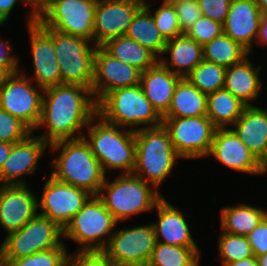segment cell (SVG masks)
<instances>
[{
  "label": "cell",
  "mask_w": 267,
  "mask_h": 266,
  "mask_svg": "<svg viewBox=\"0 0 267 266\" xmlns=\"http://www.w3.org/2000/svg\"><path fill=\"white\" fill-rule=\"evenodd\" d=\"M180 76L165 68L159 61L141 72L140 86L157 113L163 117L169 110Z\"/></svg>",
  "instance_id": "cell-24"
},
{
  "label": "cell",
  "mask_w": 267,
  "mask_h": 266,
  "mask_svg": "<svg viewBox=\"0 0 267 266\" xmlns=\"http://www.w3.org/2000/svg\"><path fill=\"white\" fill-rule=\"evenodd\" d=\"M223 33V25L210 18L201 16L200 19L193 24L187 31L186 35L204 46L212 41L215 37Z\"/></svg>",
  "instance_id": "cell-39"
},
{
  "label": "cell",
  "mask_w": 267,
  "mask_h": 266,
  "mask_svg": "<svg viewBox=\"0 0 267 266\" xmlns=\"http://www.w3.org/2000/svg\"><path fill=\"white\" fill-rule=\"evenodd\" d=\"M258 266H267V253L261 256H256Z\"/></svg>",
  "instance_id": "cell-52"
},
{
  "label": "cell",
  "mask_w": 267,
  "mask_h": 266,
  "mask_svg": "<svg viewBox=\"0 0 267 266\" xmlns=\"http://www.w3.org/2000/svg\"><path fill=\"white\" fill-rule=\"evenodd\" d=\"M217 258L222 266L227 263L253 257V251L247 236L233 235L222 230L219 232Z\"/></svg>",
  "instance_id": "cell-36"
},
{
  "label": "cell",
  "mask_w": 267,
  "mask_h": 266,
  "mask_svg": "<svg viewBox=\"0 0 267 266\" xmlns=\"http://www.w3.org/2000/svg\"><path fill=\"white\" fill-rule=\"evenodd\" d=\"M6 76H7V74L3 70H0V87L2 86L3 81H4Z\"/></svg>",
  "instance_id": "cell-53"
},
{
  "label": "cell",
  "mask_w": 267,
  "mask_h": 266,
  "mask_svg": "<svg viewBox=\"0 0 267 266\" xmlns=\"http://www.w3.org/2000/svg\"><path fill=\"white\" fill-rule=\"evenodd\" d=\"M125 36L140 43L158 59L162 57L167 44L156 27L152 14L144 6L134 16Z\"/></svg>",
  "instance_id": "cell-31"
},
{
  "label": "cell",
  "mask_w": 267,
  "mask_h": 266,
  "mask_svg": "<svg viewBox=\"0 0 267 266\" xmlns=\"http://www.w3.org/2000/svg\"><path fill=\"white\" fill-rule=\"evenodd\" d=\"M145 0H98L94 18L93 42L102 46L108 40L124 36Z\"/></svg>",
  "instance_id": "cell-17"
},
{
  "label": "cell",
  "mask_w": 267,
  "mask_h": 266,
  "mask_svg": "<svg viewBox=\"0 0 267 266\" xmlns=\"http://www.w3.org/2000/svg\"><path fill=\"white\" fill-rule=\"evenodd\" d=\"M66 266H115L104 250H70Z\"/></svg>",
  "instance_id": "cell-40"
},
{
  "label": "cell",
  "mask_w": 267,
  "mask_h": 266,
  "mask_svg": "<svg viewBox=\"0 0 267 266\" xmlns=\"http://www.w3.org/2000/svg\"><path fill=\"white\" fill-rule=\"evenodd\" d=\"M29 5L28 12H24V21L26 26L31 25L55 2L58 0H27Z\"/></svg>",
  "instance_id": "cell-45"
},
{
  "label": "cell",
  "mask_w": 267,
  "mask_h": 266,
  "mask_svg": "<svg viewBox=\"0 0 267 266\" xmlns=\"http://www.w3.org/2000/svg\"><path fill=\"white\" fill-rule=\"evenodd\" d=\"M250 53L225 33L203 46V60L229 68L242 61Z\"/></svg>",
  "instance_id": "cell-32"
},
{
  "label": "cell",
  "mask_w": 267,
  "mask_h": 266,
  "mask_svg": "<svg viewBox=\"0 0 267 266\" xmlns=\"http://www.w3.org/2000/svg\"><path fill=\"white\" fill-rule=\"evenodd\" d=\"M115 227L105 252L115 266H147L156 245L152 222Z\"/></svg>",
  "instance_id": "cell-11"
},
{
  "label": "cell",
  "mask_w": 267,
  "mask_h": 266,
  "mask_svg": "<svg viewBox=\"0 0 267 266\" xmlns=\"http://www.w3.org/2000/svg\"><path fill=\"white\" fill-rule=\"evenodd\" d=\"M158 61L174 74L186 78L203 61V46L184 33L167 41Z\"/></svg>",
  "instance_id": "cell-25"
},
{
  "label": "cell",
  "mask_w": 267,
  "mask_h": 266,
  "mask_svg": "<svg viewBox=\"0 0 267 266\" xmlns=\"http://www.w3.org/2000/svg\"><path fill=\"white\" fill-rule=\"evenodd\" d=\"M98 0H58L37 20L45 27L93 41Z\"/></svg>",
  "instance_id": "cell-13"
},
{
  "label": "cell",
  "mask_w": 267,
  "mask_h": 266,
  "mask_svg": "<svg viewBox=\"0 0 267 266\" xmlns=\"http://www.w3.org/2000/svg\"><path fill=\"white\" fill-rule=\"evenodd\" d=\"M33 131L19 118L0 109V142L15 144L25 140Z\"/></svg>",
  "instance_id": "cell-38"
},
{
  "label": "cell",
  "mask_w": 267,
  "mask_h": 266,
  "mask_svg": "<svg viewBox=\"0 0 267 266\" xmlns=\"http://www.w3.org/2000/svg\"><path fill=\"white\" fill-rule=\"evenodd\" d=\"M250 57L252 54L226 69L224 88L247 106H258L256 102L266 87L260 77L263 65L254 64Z\"/></svg>",
  "instance_id": "cell-23"
},
{
  "label": "cell",
  "mask_w": 267,
  "mask_h": 266,
  "mask_svg": "<svg viewBox=\"0 0 267 266\" xmlns=\"http://www.w3.org/2000/svg\"><path fill=\"white\" fill-rule=\"evenodd\" d=\"M102 47L114 58L141 72L158 62V58L151 51L125 35L108 40Z\"/></svg>",
  "instance_id": "cell-30"
},
{
  "label": "cell",
  "mask_w": 267,
  "mask_h": 266,
  "mask_svg": "<svg viewBox=\"0 0 267 266\" xmlns=\"http://www.w3.org/2000/svg\"><path fill=\"white\" fill-rule=\"evenodd\" d=\"M96 104L97 114L103 120L133 131L155 127L163 121L140 84L110 91Z\"/></svg>",
  "instance_id": "cell-6"
},
{
  "label": "cell",
  "mask_w": 267,
  "mask_h": 266,
  "mask_svg": "<svg viewBox=\"0 0 267 266\" xmlns=\"http://www.w3.org/2000/svg\"><path fill=\"white\" fill-rule=\"evenodd\" d=\"M207 114L216 128H231L247 107L225 88L207 95Z\"/></svg>",
  "instance_id": "cell-29"
},
{
  "label": "cell",
  "mask_w": 267,
  "mask_h": 266,
  "mask_svg": "<svg viewBox=\"0 0 267 266\" xmlns=\"http://www.w3.org/2000/svg\"><path fill=\"white\" fill-rule=\"evenodd\" d=\"M53 45L61 72V84H78L91 90L97 48L95 43L53 30Z\"/></svg>",
  "instance_id": "cell-9"
},
{
  "label": "cell",
  "mask_w": 267,
  "mask_h": 266,
  "mask_svg": "<svg viewBox=\"0 0 267 266\" xmlns=\"http://www.w3.org/2000/svg\"><path fill=\"white\" fill-rule=\"evenodd\" d=\"M150 1L145 0L144 7L152 14L156 27L166 41L184 34L180 29L175 8L168 0H162L157 8L155 0Z\"/></svg>",
  "instance_id": "cell-35"
},
{
  "label": "cell",
  "mask_w": 267,
  "mask_h": 266,
  "mask_svg": "<svg viewBox=\"0 0 267 266\" xmlns=\"http://www.w3.org/2000/svg\"><path fill=\"white\" fill-rule=\"evenodd\" d=\"M141 71L111 56L102 46L94 56V79L91 92L96 103L108 92L140 83Z\"/></svg>",
  "instance_id": "cell-18"
},
{
  "label": "cell",
  "mask_w": 267,
  "mask_h": 266,
  "mask_svg": "<svg viewBox=\"0 0 267 266\" xmlns=\"http://www.w3.org/2000/svg\"><path fill=\"white\" fill-rule=\"evenodd\" d=\"M83 138L102 165L106 175L132 174L135 168V131L114 125L96 114L84 131Z\"/></svg>",
  "instance_id": "cell-3"
},
{
  "label": "cell",
  "mask_w": 267,
  "mask_h": 266,
  "mask_svg": "<svg viewBox=\"0 0 267 266\" xmlns=\"http://www.w3.org/2000/svg\"><path fill=\"white\" fill-rule=\"evenodd\" d=\"M46 152L50 153L49 144L34 133L13 144L0 172V185H28V177L40 170Z\"/></svg>",
  "instance_id": "cell-16"
},
{
  "label": "cell",
  "mask_w": 267,
  "mask_h": 266,
  "mask_svg": "<svg viewBox=\"0 0 267 266\" xmlns=\"http://www.w3.org/2000/svg\"><path fill=\"white\" fill-rule=\"evenodd\" d=\"M0 242V263L47 251L53 248H68L64 243L63 229L50 219L37 214L18 231L4 236Z\"/></svg>",
  "instance_id": "cell-8"
},
{
  "label": "cell",
  "mask_w": 267,
  "mask_h": 266,
  "mask_svg": "<svg viewBox=\"0 0 267 266\" xmlns=\"http://www.w3.org/2000/svg\"><path fill=\"white\" fill-rule=\"evenodd\" d=\"M49 151L54 156L49 165L50 176L84 189L92 196L98 195L107 175L83 137L54 142L49 145Z\"/></svg>",
  "instance_id": "cell-2"
},
{
  "label": "cell",
  "mask_w": 267,
  "mask_h": 266,
  "mask_svg": "<svg viewBox=\"0 0 267 266\" xmlns=\"http://www.w3.org/2000/svg\"><path fill=\"white\" fill-rule=\"evenodd\" d=\"M260 105L247 106L231 126L257 159L264 153L267 145V106Z\"/></svg>",
  "instance_id": "cell-26"
},
{
  "label": "cell",
  "mask_w": 267,
  "mask_h": 266,
  "mask_svg": "<svg viewBox=\"0 0 267 266\" xmlns=\"http://www.w3.org/2000/svg\"><path fill=\"white\" fill-rule=\"evenodd\" d=\"M37 194L28 185H0V228L8 235L38 214Z\"/></svg>",
  "instance_id": "cell-20"
},
{
  "label": "cell",
  "mask_w": 267,
  "mask_h": 266,
  "mask_svg": "<svg viewBox=\"0 0 267 266\" xmlns=\"http://www.w3.org/2000/svg\"><path fill=\"white\" fill-rule=\"evenodd\" d=\"M208 157L239 175L259 176L258 159L231 128H216Z\"/></svg>",
  "instance_id": "cell-19"
},
{
  "label": "cell",
  "mask_w": 267,
  "mask_h": 266,
  "mask_svg": "<svg viewBox=\"0 0 267 266\" xmlns=\"http://www.w3.org/2000/svg\"><path fill=\"white\" fill-rule=\"evenodd\" d=\"M258 165H259V176L263 177V175L264 176L266 175L267 177V145L264 153L258 159Z\"/></svg>",
  "instance_id": "cell-50"
},
{
  "label": "cell",
  "mask_w": 267,
  "mask_h": 266,
  "mask_svg": "<svg viewBox=\"0 0 267 266\" xmlns=\"http://www.w3.org/2000/svg\"><path fill=\"white\" fill-rule=\"evenodd\" d=\"M177 13L180 29L183 33L195 24L202 16L198 1L168 0Z\"/></svg>",
  "instance_id": "cell-41"
},
{
  "label": "cell",
  "mask_w": 267,
  "mask_h": 266,
  "mask_svg": "<svg viewBox=\"0 0 267 266\" xmlns=\"http://www.w3.org/2000/svg\"><path fill=\"white\" fill-rule=\"evenodd\" d=\"M164 196L156 205L157 219L152 221L155 229L156 241L162 244L185 248H199L192 235L187 213L177 208L174 203ZM171 202V203H170Z\"/></svg>",
  "instance_id": "cell-21"
},
{
  "label": "cell",
  "mask_w": 267,
  "mask_h": 266,
  "mask_svg": "<svg viewBox=\"0 0 267 266\" xmlns=\"http://www.w3.org/2000/svg\"><path fill=\"white\" fill-rule=\"evenodd\" d=\"M254 256H261L267 253V216L247 236Z\"/></svg>",
  "instance_id": "cell-44"
},
{
  "label": "cell",
  "mask_w": 267,
  "mask_h": 266,
  "mask_svg": "<svg viewBox=\"0 0 267 266\" xmlns=\"http://www.w3.org/2000/svg\"><path fill=\"white\" fill-rule=\"evenodd\" d=\"M262 19V12L255 0H232L223 33L244 47L250 54L254 51Z\"/></svg>",
  "instance_id": "cell-22"
},
{
  "label": "cell",
  "mask_w": 267,
  "mask_h": 266,
  "mask_svg": "<svg viewBox=\"0 0 267 266\" xmlns=\"http://www.w3.org/2000/svg\"><path fill=\"white\" fill-rule=\"evenodd\" d=\"M232 0H198L202 16L225 23Z\"/></svg>",
  "instance_id": "cell-43"
},
{
  "label": "cell",
  "mask_w": 267,
  "mask_h": 266,
  "mask_svg": "<svg viewBox=\"0 0 267 266\" xmlns=\"http://www.w3.org/2000/svg\"><path fill=\"white\" fill-rule=\"evenodd\" d=\"M207 95L187 78L177 83L168 112L163 117H199L207 114Z\"/></svg>",
  "instance_id": "cell-28"
},
{
  "label": "cell",
  "mask_w": 267,
  "mask_h": 266,
  "mask_svg": "<svg viewBox=\"0 0 267 266\" xmlns=\"http://www.w3.org/2000/svg\"><path fill=\"white\" fill-rule=\"evenodd\" d=\"M96 105L91 90L82 85L60 84L44 89L41 117L33 133L49 145L82 138L90 120L97 114Z\"/></svg>",
  "instance_id": "cell-1"
},
{
  "label": "cell",
  "mask_w": 267,
  "mask_h": 266,
  "mask_svg": "<svg viewBox=\"0 0 267 266\" xmlns=\"http://www.w3.org/2000/svg\"><path fill=\"white\" fill-rule=\"evenodd\" d=\"M255 3L262 13L267 12V0H255Z\"/></svg>",
  "instance_id": "cell-51"
},
{
  "label": "cell",
  "mask_w": 267,
  "mask_h": 266,
  "mask_svg": "<svg viewBox=\"0 0 267 266\" xmlns=\"http://www.w3.org/2000/svg\"><path fill=\"white\" fill-rule=\"evenodd\" d=\"M226 68L203 60L186 77L201 92L209 95L224 88Z\"/></svg>",
  "instance_id": "cell-34"
},
{
  "label": "cell",
  "mask_w": 267,
  "mask_h": 266,
  "mask_svg": "<svg viewBox=\"0 0 267 266\" xmlns=\"http://www.w3.org/2000/svg\"><path fill=\"white\" fill-rule=\"evenodd\" d=\"M225 266H258L255 256L227 263Z\"/></svg>",
  "instance_id": "cell-49"
},
{
  "label": "cell",
  "mask_w": 267,
  "mask_h": 266,
  "mask_svg": "<svg viewBox=\"0 0 267 266\" xmlns=\"http://www.w3.org/2000/svg\"><path fill=\"white\" fill-rule=\"evenodd\" d=\"M255 46L259 48L267 47V12L262 13V19L260 23L259 35ZM267 49V48H266Z\"/></svg>",
  "instance_id": "cell-47"
},
{
  "label": "cell",
  "mask_w": 267,
  "mask_h": 266,
  "mask_svg": "<svg viewBox=\"0 0 267 266\" xmlns=\"http://www.w3.org/2000/svg\"><path fill=\"white\" fill-rule=\"evenodd\" d=\"M17 4H22L26 8L29 7L27 0H0V28L9 22L10 16L16 10L14 8L18 7Z\"/></svg>",
  "instance_id": "cell-46"
},
{
  "label": "cell",
  "mask_w": 267,
  "mask_h": 266,
  "mask_svg": "<svg viewBox=\"0 0 267 266\" xmlns=\"http://www.w3.org/2000/svg\"><path fill=\"white\" fill-rule=\"evenodd\" d=\"M108 175L97 197L110 211L118 224L133 220L134 216L155 211L164 197L153 185L133 174Z\"/></svg>",
  "instance_id": "cell-4"
},
{
  "label": "cell",
  "mask_w": 267,
  "mask_h": 266,
  "mask_svg": "<svg viewBox=\"0 0 267 266\" xmlns=\"http://www.w3.org/2000/svg\"><path fill=\"white\" fill-rule=\"evenodd\" d=\"M68 248H53L10 261L6 266H66Z\"/></svg>",
  "instance_id": "cell-37"
},
{
  "label": "cell",
  "mask_w": 267,
  "mask_h": 266,
  "mask_svg": "<svg viewBox=\"0 0 267 266\" xmlns=\"http://www.w3.org/2000/svg\"><path fill=\"white\" fill-rule=\"evenodd\" d=\"M3 38L0 36V70H3L7 75L20 72V68L22 67L20 65L21 58L13 50L15 48L12 45L13 41H10V39L7 40V37Z\"/></svg>",
  "instance_id": "cell-42"
},
{
  "label": "cell",
  "mask_w": 267,
  "mask_h": 266,
  "mask_svg": "<svg viewBox=\"0 0 267 266\" xmlns=\"http://www.w3.org/2000/svg\"><path fill=\"white\" fill-rule=\"evenodd\" d=\"M12 146L13 144L0 142V172L2 170L5 160L8 158L11 152Z\"/></svg>",
  "instance_id": "cell-48"
},
{
  "label": "cell",
  "mask_w": 267,
  "mask_h": 266,
  "mask_svg": "<svg viewBox=\"0 0 267 266\" xmlns=\"http://www.w3.org/2000/svg\"><path fill=\"white\" fill-rule=\"evenodd\" d=\"M117 222L97 196H91L63 229V239L77 244L76 251L105 250Z\"/></svg>",
  "instance_id": "cell-7"
},
{
  "label": "cell",
  "mask_w": 267,
  "mask_h": 266,
  "mask_svg": "<svg viewBox=\"0 0 267 266\" xmlns=\"http://www.w3.org/2000/svg\"><path fill=\"white\" fill-rule=\"evenodd\" d=\"M174 150L183 160L206 159L216 127L207 116L162 117Z\"/></svg>",
  "instance_id": "cell-10"
},
{
  "label": "cell",
  "mask_w": 267,
  "mask_h": 266,
  "mask_svg": "<svg viewBox=\"0 0 267 266\" xmlns=\"http://www.w3.org/2000/svg\"><path fill=\"white\" fill-rule=\"evenodd\" d=\"M28 32L31 74L20 68V72L29 77L38 87L44 89L61 84V72L54 52L53 30L45 28L38 20L26 26Z\"/></svg>",
  "instance_id": "cell-15"
},
{
  "label": "cell",
  "mask_w": 267,
  "mask_h": 266,
  "mask_svg": "<svg viewBox=\"0 0 267 266\" xmlns=\"http://www.w3.org/2000/svg\"><path fill=\"white\" fill-rule=\"evenodd\" d=\"M43 91L21 72L9 74L0 87V109L19 118L34 131L41 117Z\"/></svg>",
  "instance_id": "cell-12"
},
{
  "label": "cell",
  "mask_w": 267,
  "mask_h": 266,
  "mask_svg": "<svg viewBox=\"0 0 267 266\" xmlns=\"http://www.w3.org/2000/svg\"><path fill=\"white\" fill-rule=\"evenodd\" d=\"M201 248H185L156 242L147 266H200Z\"/></svg>",
  "instance_id": "cell-33"
},
{
  "label": "cell",
  "mask_w": 267,
  "mask_h": 266,
  "mask_svg": "<svg viewBox=\"0 0 267 266\" xmlns=\"http://www.w3.org/2000/svg\"><path fill=\"white\" fill-rule=\"evenodd\" d=\"M37 196L38 214L57 223L62 229L92 196L86 190L66 184L48 175Z\"/></svg>",
  "instance_id": "cell-14"
},
{
  "label": "cell",
  "mask_w": 267,
  "mask_h": 266,
  "mask_svg": "<svg viewBox=\"0 0 267 266\" xmlns=\"http://www.w3.org/2000/svg\"><path fill=\"white\" fill-rule=\"evenodd\" d=\"M135 143V168L132 174L162 193V183L167 177L171 178L176 163L183 160L174 150L167 128L162 123L136 130Z\"/></svg>",
  "instance_id": "cell-5"
},
{
  "label": "cell",
  "mask_w": 267,
  "mask_h": 266,
  "mask_svg": "<svg viewBox=\"0 0 267 266\" xmlns=\"http://www.w3.org/2000/svg\"><path fill=\"white\" fill-rule=\"evenodd\" d=\"M236 204L220 208V230L233 235L248 236L267 216V209L242 201Z\"/></svg>",
  "instance_id": "cell-27"
}]
</instances>
